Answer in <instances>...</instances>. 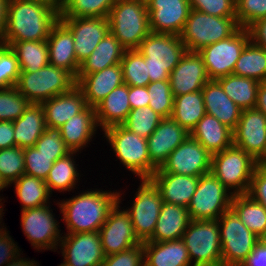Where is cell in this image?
<instances>
[{"label": "cell", "mask_w": 266, "mask_h": 266, "mask_svg": "<svg viewBox=\"0 0 266 266\" xmlns=\"http://www.w3.org/2000/svg\"><path fill=\"white\" fill-rule=\"evenodd\" d=\"M60 10L40 0H8L2 44L47 40Z\"/></svg>", "instance_id": "1"}, {"label": "cell", "mask_w": 266, "mask_h": 266, "mask_svg": "<svg viewBox=\"0 0 266 266\" xmlns=\"http://www.w3.org/2000/svg\"><path fill=\"white\" fill-rule=\"evenodd\" d=\"M90 190V191H89ZM118 202L116 190L87 189L69 199L57 201L67 233L98 232Z\"/></svg>", "instance_id": "2"}, {"label": "cell", "mask_w": 266, "mask_h": 266, "mask_svg": "<svg viewBox=\"0 0 266 266\" xmlns=\"http://www.w3.org/2000/svg\"><path fill=\"white\" fill-rule=\"evenodd\" d=\"M138 50L145 58L150 82L169 80L170 73L187 52L179 35L154 32L142 40Z\"/></svg>", "instance_id": "3"}, {"label": "cell", "mask_w": 266, "mask_h": 266, "mask_svg": "<svg viewBox=\"0 0 266 266\" xmlns=\"http://www.w3.org/2000/svg\"><path fill=\"white\" fill-rule=\"evenodd\" d=\"M108 20L111 34L126 50L138 49L151 32L147 4L141 1L117 0Z\"/></svg>", "instance_id": "4"}, {"label": "cell", "mask_w": 266, "mask_h": 266, "mask_svg": "<svg viewBox=\"0 0 266 266\" xmlns=\"http://www.w3.org/2000/svg\"><path fill=\"white\" fill-rule=\"evenodd\" d=\"M116 158L129 172L140 178H150L157 170L148 153L147 139L131 132L123 125L106 128L103 131Z\"/></svg>", "instance_id": "5"}, {"label": "cell", "mask_w": 266, "mask_h": 266, "mask_svg": "<svg viewBox=\"0 0 266 266\" xmlns=\"http://www.w3.org/2000/svg\"><path fill=\"white\" fill-rule=\"evenodd\" d=\"M258 165L250 154L232 145L212 155L210 172L234 195L247 194Z\"/></svg>", "instance_id": "6"}, {"label": "cell", "mask_w": 266, "mask_h": 266, "mask_svg": "<svg viewBox=\"0 0 266 266\" xmlns=\"http://www.w3.org/2000/svg\"><path fill=\"white\" fill-rule=\"evenodd\" d=\"M238 28L236 17H217L191 9L179 36L187 51L198 52L228 38Z\"/></svg>", "instance_id": "7"}, {"label": "cell", "mask_w": 266, "mask_h": 266, "mask_svg": "<svg viewBox=\"0 0 266 266\" xmlns=\"http://www.w3.org/2000/svg\"><path fill=\"white\" fill-rule=\"evenodd\" d=\"M75 85L76 80L68 71L48 64L33 73L20 72L16 87L32 104H42Z\"/></svg>", "instance_id": "8"}, {"label": "cell", "mask_w": 266, "mask_h": 266, "mask_svg": "<svg viewBox=\"0 0 266 266\" xmlns=\"http://www.w3.org/2000/svg\"><path fill=\"white\" fill-rule=\"evenodd\" d=\"M182 239L188 250L191 265L222 266L218 220H191Z\"/></svg>", "instance_id": "9"}, {"label": "cell", "mask_w": 266, "mask_h": 266, "mask_svg": "<svg viewBox=\"0 0 266 266\" xmlns=\"http://www.w3.org/2000/svg\"><path fill=\"white\" fill-rule=\"evenodd\" d=\"M222 266H242L260 238L230 208L218 218Z\"/></svg>", "instance_id": "10"}, {"label": "cell", "mask_w": 266, "mask_h": 266, "mask_svg": "<svg viewBox=\"0 0 266 266\" xmlns=\"http://www.w3.org/2000/svg\"><path fill=\"white\" fill-rule=\"evenodd\" d=\"M233 193L211 172L201 175L187 207L191 220H218L231 208Z\"/></svg>", "instance_id": "11"}, {"label": "cell", "mask_w": 266, "mask_h": 266, "mask_svg": "<svg viewBox=\"0 0 266 266\" xmlns=\"http://www.w3.org/2000/svg\"><path fill=\"white\" fill-rule=\"evenodd\" d=\"M250 41L248 29L239 27L226 39L202 48V56L210 80H217L233 74L235 64L247 43Z\"/></svg>", "instance_id": "12"}, {"label": "cell", "mask_w": 266, "mask_h": 266, "mask_svg": "<svg viewBox=\"0 0 266 266\" xmlns=\"http://www.w3.org/2000/svg\"><path fill=\"white\" fill-rule=\"evenodd\" d=\"M134 197L132 206L125 210L131 217L136 236L145 242L153 235L163 200L151 178H140Z\"/></svg>", "instance_id": "13"}, {"label": "cell", "mask_w": 266, "mask_h": 266, "mask_svg": "<svg viewBox=\"0 0 266 266\" xmlns=\"http://www.w3.org/2000/svg\"><path fill=\"white\" fill-rule=\"evenodd\" d=\"M50 204L21 211V227L31 246L37 251L56 252L62 234ZM61 233V234H60Z\"/></svg>", "instance_id": "14"}, {"label": "cell", "mask_w": 266, "mask_h": 266, "mask_svg": "<svg viewBox=\"0 0 266 266\" xmlns=\"http://www.w3.org/2000/svg\"><path fill=\"white\" fill-rule=\"evenodd\" d=\"M122 193L118 192V202L110 210L100 228L101 245L106 256L117 254L142 242L136 236L129 213L121 207ZM120 208V209H119ZM121 208H123L121 210Z\"/></svg>", "instance_id": "15"}, {"label": "cell", "mask_w": 266, "mask_h": 266, "mask_svg": "<svg viewBox=\"0 0 266 266\" xmlns=\"http://www.w3.org/2000/svg\"><path fill=\"white\" fill-rule=\"evenodd\" d=\"M211 159L212 154L189 135L154 173H175L200 177L210 172Z\"/></svg>", "instance_id": "16"}, {"label": "cell", "mask_w": 266, "mask_h": 266, "mask_svg": "<svg viewBox=\"0 0 266 266\" xmlns=\"http://www.w3.org/2000/svg\"><path fill=\"white\" fill-rule=\"evenodd\" d=\"M63 234L58 249L65 266H101L106 255L99 232Z\"/></svg>", "instance_id": "17"}, {"label": "cell", "mask_w": 266, "mask_h": 266, "mask_svg": "<svg viewBox=\"0 0 266 266\" xmlns=\"http://www.w3.org/2000/svg\"><path fill=\"white\" fill-rule=\"evenodd\" d=\"M233 145L260 162L266 156V115L256 108L242 110Z\"/></svg>", "instance_id": "18"}, {"label": "cell", "mask_w": 266, "mask_h": 266, "mask_svg": "<svg viewBox=\"0 0 266 266\" xmlns=\"http://www.w3.org/2000/svg\"><path fill=\"white\" fill-rule=\"evenodd\" d=\"M71 31L76 58L81 64L95 50L99 42L110 32L109 20L103 17H60Z\"/></svg>", "instance_id": "19"}, {"label": "cell", "mask_w": 266, "mask_h": 266, "mask_svg": "<svg viewBox=\"0 0 266 266\" xmlns=\"http://www.w3.org/2000/svg\"><path fill=\"white\" fill-rule=\"evenodd\" d=\"M149 28L154 33L180 35L189 17V0H149Z\"/></svg>", "instance_id": "20"}, {"label": "cell", "mask_w": 266, "mask_h": 266, "mask_svg": "<svg viewBox=\"0 0 266 266\" xmlns=\"http://www.w3.org/2000/svg\"><path fill=\"white\" fill-rule=\"evenodd\" d=\"M210 80L202 56L187 51L169 76L173 96H181L202 90Z\"/></svg>", "instance_id": "21"}, {"label": "cell", "mask_w": 266, "mask_h": 266, "mask_svg": "<svg viewBox=\"0 0 266 266\" xmlns=\"http://www.w3.org/2000/svg\"><path fill=\"white\" fill-rule=\"evenodd\" d=\"M189 135L190 133L172 117L163 118L154 132L147 138L151 164L156 169L160 168L170 153Z\"/></svg>", "instance_id": "22"}, {"label": "cell", "mask_w": 266, "mask_h": 266, "mask_svg": "<svg viewBox=\"0 0 266 266\" xmlns=\"http://www.w3.org/2000/svg\"><path fill=\"white\" fill-rule=\"evenodd\" d=\"M76 86L82 91L87 106L95 107L113 89L124 84L121 64L76 77Z\"/></svg>", "instance_id": "23"}, {"label": "cell", "mask_w": 266, "mask_h": 266, "mask_svg": "<svg viewBox=\"0 0 266 266\" xmlns=\"http://www.w3.org/2000/svg\"><path fill=\"white\" fill-rule=\"evenodd\" d=\"M47 45L49 64L68 71L76 79L80 64L76 58L74 38L60 20L52 27Z\"/></svg>", "instance_id": "24"}, {"label": "cell", "mask_w": 266, "mask_h": 266, "mask_svg": "<svg viewBox=\"0 0 266 266\" xmlns=\"http://www.w3.org/2000/svg\"><path fill=\"white\" fill-rule=\"evenodd\" d=\"M98 128L95 109L90 106L59 127L65 145L71 152L78 153L92 142Z\"/></svg>", "instance_id": "25"}, {"label": "cell", "mask_w": 266, "mask_h": 266, "mask_svg": "<svg viewBox=\"0 0 266 266\" xmlns=\"http://www.w3.org/2000/svg\"><path fill=\"white\" fill-rule=\"evenodd\" d=\"M156 184L163 202L188 207L196 191L199 176L175 173H154L150 177Z\"/></svg>", "instance_id": "26"}, {"label": "cell", "mask_w": 266, "mask_h": 266, "mask_svg": "<svg viewBox=\"0 0 266 266\" xmlns=\"http://www.w3.org/2000/svg\"><path fill=\"white\" fill-rule=\"evenodd\" d=\"M206 114L234 130L242 109L229 98L217 80H209L202 89Z\"/></svg>", "instance_id": "27"}, {"label": "cell", "mask_w": 266, "mask_h": 266, "mask_svg": "<svg viewBox=\"0 0 266 266\" xmlns=\"http://www.w3.org/2000/svg\"><path fill=\"white\" fill-rule=\"evenodd\" d=\"M41 105L46 125L52 128L61 127L87 107L84 95L76 85L69 92L54 96Z\"/></svg>", "instance_id": "28"}, {"label": "cell", "mask_w": 266, "mask_h": 266, "mask_svg": "<svg viewBox=\"0 0 266 266\" xmlns=\"http://www.w3.org/2000/svg\"><path fill=\"white\" fill-rule=\"evenodd\" d=\"M129 85L122 84L113 89L95 107V114L99 129L122 125L131 111L129 102Z\"/></svg>", "instance_id": "29"}, {"label": "cell", "mask_w": 266, "mask_h": 266, "mask_svg": "<svg viewBox=\"0 0 266 266\" xmlns=\"http://www.w3.org/2000/svg\"><path fill=\"white\" fill-rule=\"evenodd\" d=\"M144 266H192L183 239L143 242Z\"/></svg>", "instance_id": "30"}, {"label": "cell", "mask_w": 266, "mask_h": 266, "mask_svg": "<svg viewBox=\"0 0 266 266\" xmlns=\"http://www.w3.org/2000/svg\"><path fill=\"white\" fill-rule=\"evenodd\" d=\"M190 221L186 207L163 202L153 235L147 241L181 239Z\"/></svg>", "instance_id": "31"}, {"label": "cell", "mask_w": 266, "mask_h": 266, "mask_svg": "<svg viewBox=\"0 0 266 266\" xmlns=\"http://www.w3.org/2000/svg\"><path fill=\"white\" fill-rule=\"evenodd\" d=\"M190 136L212 155L233 145V130L208 114L200 119Z\"/></svg>", "instance_id": "32"}, {"label": "cell", "mask_w": 266, "mask_h": 266, "mask_svg": "<svg viewBox=\"0 0 266 266\" xmlns=\"http://www.w3.org/2000/svg\"><path fill=\"white\" fill-rule=\"evenodd\" d=\"M14 146L22 149L33 147L46 130L44 109L41 104H31L15 121Z\"/></svg>", "instance_id": "33"}, {"label": "cell", "mask_w": 266, "mask_h": 266, "mask_svg": "<svg viewBox=\"0 0 266 266\" xmlns=\"http://www.w3.org/2000/svg\"><path fill=\"white\" fill-rule=\"evenodd\" d=\"M126 49L121 43L109 32L95 50L86 58L79 68L77 77H84L115 64H120Z\"/></svg>", "instance_id": "34"}, {"label": "cell", "mask_w": 266, "mask_h": 266, "mask_svg": "<svg viewBox=\"0 0 266 266\" xmlns=\"http://www.w3.org/2000/svg\"><path fill=\"white\" fill-rule=\"evenodd\" d=\"M231 209L256 236L266 235V208L248 194L233 195Z\"/></svg>", "instance_id": "35"}, {"label": "cell", "mask_w": 266, "mask_h": 266, "mask_svg": "<svg viewBox=\"0 0 266 266\" xmlns=\"http://www.w3.org/2000/svg\"><path fill=\"white\" fill-rule=\"evenodd\" d=\"M206 114L202 90L174 97L172 118L188 133Z\"/></svg>", "instance_id": "36"}, {"label": "cell", "mask_w": 266, "mask_h": 266, "mask_svg": "<svg viewBox=\"0 0 266 266\" xmlns=\"http://www.w3.org/2000/svg\"><path fill=\"white\" fill-rule=\"evenodd\" d=\"M226 95L242 110L255 108L259 81L234 74L218 78Z\"/></svg>", "instance_id": "37"}, {"label": "cell", "mask_w": 266, "mask_h": 266, "mask_svg": "<svg viewBox=\"0 0 266 266\" xmlns=\"http://www.w3.org/2000/svg\"><path fill=\"white\" fill-rule=\"evenodd\" d=\"M75 154V155H74ZM77 152H70L63 158L57 159L50 169L45 183L52 194L55 191H71L76 188V183L80 182V173L75 161ZM75 156V157H74ZM80 175V176H79ZM75 187V188H74Z\"/></svg>", "instance_id": "38"}, {"label": "cell", "mask_w": 266, "mask_h": 266, "mask_svg": "<svg viewBox=\"0 0 266 266\" xmlns=\"http://www.w3.org/2000/svg\"><path fill=\"white\" fill-rule=\"evenodd\" d=\"M21 206V211L50 204L51 193L44 180L23 174L12 183Z\"/></svg>", "instance_id": "39"}, {"label": "cell", "mask_w": 266, "mask_h": 266, "mask_svg": "<svg viewBox=\"0 0 266 266\" xmlns=\"http://www.w3.org/2000/svg\"><path fill=\"white\" fill-rule=\"evenodd\" d=\"M10 46L19 62L21 72H36L49 64L47 40L11 41Z\"/></svg>", "instance_id": "40"}, {"label": "cell", "mask_w": 266, "mask_h": 266, "mask_svg": "<svg viewBox=\"0 0 266 266\" xmlns=\"http://www.w3.org/2000/svg\"><path fill=\"white\" fill-rule=\"evenodd\" d=\"M233 74L241 77L266 80V49L254 44L251 40L242 50L233 70Z\"/></svg>", "instance_id": "41"}, {"label": "cell", "mask_w": 266, "mask_h": 266, "mask_svg": "<svg viewBox=\"0 0 266 266\" xmlns=\"http://www.w3.org/2000/svg\"><path fill=\"white\" fill-rule=\"evenodd\" d=\"M117 0H64L60 17L108 18Z\"/></svg>", "instance_id": "42"}, {"label": "cell", "mask_w": 266, "mask_h": 266, "mask_svg": "<svg viewBox=\"0 0 266 266\" xmlns=\"http://www.w3.org/2000/svg\"><path fill=\"white\" fill-rule=\"evenodd\" d=\"M120 64L125 84L145 87L150 83L145 58L138 49L126 50Z\"/></svg>", "instance_id": "43"}, {"label": "cell", "mask_w": 266, "mask_h": 266, "mask_svg": "<svg viewBox=\"0 0 266 266\" xmlns=\"http://www.w3.org/2000/svg\"><path fill=\"white\" fill-rule=\"evenodd\" d=\"M163 117L156 113L151 107L144 106L131 109L127 119L122 124L125 128L147 139L157 128Z\"/></svg>", "instance_id": "44"}, {"label": "cell", "mask_w": 266, "mask_h": 266, "mask_svg": "<svg viewBox=\"0 0 266 266\" xmlns=\"http://www.w3.org/2000/svg\"><path fill=\"white\" fill-rule=\"evenodd\" d=\"M24 171V149L17 146L0 149V175L9 187Z\"/></svg>", "instance_id": "45"}, {"label": "cell", "mask_w": 266, "mask_h": 266, "mask_svg": "<svg viewBox=\"0 0 266 266\" xmlns=\"http://www.w3.org/2000/svg\"><path fill=\"white\" fill-rule=\"evenodd\" d=\"M149 94L148 106L163 118L172 116L174 96L169 80L150 82L146 86Z\"/></svg>", "instance_id": "46"}, {"label": "cell", "mask_w": 266, "mask_h": 266, "mask_svg": "<svg viewBox=\"0 0 266 266\" xmlns=\"http://www.w3.org/2000/svg\"><path fill=\"white\" fill-rule=\"evenodd\" d=\"M31 104L16 86L0 89V121H15Z\"/></svg>", "instance_id": "47"}, {"label": "cell", "mask_w": 266, "mask_h": 266, "mask_svg": "<svg viewBox=\"0 0 266 266\" xmlns=\"http://www.w3.org/2000/svg\"><path fill=\"white\" fill-rule=\"evenodd\" d=\"M65 156H47L39 152L34 146L24 149V174L46 180L53 163Z\"/></svg>", "instance_id": "48"}, {"label": "cell", "mask_w": 266, "mask_h": 266, "mask_svg": "<svg viewBox=\"0 0 266 266\" xmlns=\"http://www.w3.org/2000/svg\"><path fill=\"white\" fill-rule=\"evenodd\" d=\"M20 72L14 50L10 46L0 43V89L16 86Z\"/></svg>", "instance_id": "49"}, {"label": "cell", "mask_w": 266, "mask_h": 266, "mask_svg": "<svg viewBox=\"0 0 266 266\" xmlns=\"http://www.w3.org/2000/svg\"><path fill=\"white\" fill-rule=\"evenodd\" d=\"M266 17V0H236V22L247 29L255 21Z\"/></svg>", "instance_id": "50"}, {"label": "cell", "mask_w": 266, "mask_h": 266, "mask_svg": "<svg viewBox=\"0 0 266 266\" xmlns=\"http://www.w3.org/2000/svg\"><path fill=\"white\" fill-rule=\"evenodd\" d=\"M34 147L47 156H66L71 152L62 139L60 129L48 126Z\"/></svg>", "instance_id": "51"}, {"label": "cell", "mask_w": 266, "mask_h": 266, "mask_svg": "<svg viewBox=\"0 0 266 266\" xmlns=\"http://www.w3.org/2000/svg\"><path fill=\"white\" fill-rule=\"evenodd\" d=\"M191 9L217 17H236V0H189Z\"/></svg>", "instance_id": "52"}, {"label": "cell", "mask_w": 266, "mask_h": 266, "mask_svg": "<svg viewBox=\"0 0 266 266\" xmlns=\"http://www.w3.org/2000/svg\"><path fill=\"white\" fill-rule=\"evenodd\" d=\"M101 266H144L143 242L117 254L106 256Z\"/></svg>", "instance_id": "53"}, {"label": "cell", "mask_w": 266, "mask_h": 266, "mask_svg": "<svg viewBox=\"0 0 266 266\" xmlns=\"http://www.w3.org/2000/svg\"><path fill=\"white\" fill-rule=\"evenodd\" d=\"M247 194L266 208V167L255 168Z\"/></svg>", "instance_id": "54"}, {"label": "cell", "mask_w": 266, "mask_h": 266, "mask_svg": "<svg viewBox=\"0 0 266 266\" xmlns=\"http://www.w3.org/2000/svg\"><path fill=\"white\" fill-rule=\"evenodd\" d=\"M19 254H22L21 248L17 246V243L13 240L11 235H9V231L6 229L0 234V266H5Z\"/></svg>", "instance_id": "55"}, {"label": "cell", "mask_w": 266, "mask_h": 266, "mask_svg": "<svg viewBox=\"0 0 266 266\" xmlns=\"http://www.w3.org/2000/svg\"><path fill=\"white\" fill-rule=\"evenodd\" d=\"M247 29L250 34V40L266 49V17L255 21Z\"/></svg>", "instance_id": "56"}, {"label": "cell", "mask_w": 266, "mask_h": 266, "mask_svg": "<svg viewBox=\"0 0 266 266\" xmlns=\"http://www.w3.org/2000/svg\"><path fill=\"white\" fill-rule=\"evenodd\" d=\"M128 99L131 105V109L148 106L150 98L146 86L145 87L129 86Z\"/></svg>", "instance_id": "57"}, {"label": "cell", "mask_w": 266, "mask_h": 266, "mask_svg": "<svg viewBox=\"0 0 266 266\" xmlns=\"http://www.w3.org/2000/svg\"><path fill=\"white\" fill-rule=\"evenodd\" d=\"M242 266H266V244L261 239Z\"/></svg>", "instance_id": "58"}, {"label": "cell", "mask_w": 266, "mask_h": 266, "mask_svg": "<svg viewBox=\"0 0 266 266\" xmlns=\"http://www.w3.org/2000/svg\"><path fill=\"white\" fill-rule=\"evenodd\" d=\"M14 147L13 121H0V149Z\"/></svg>", "instance_id": "59"}, {"label": "cell", "mask_w": 266, "mask_h": 266, "mask_svg": "<svg viewBox=\"0 0 266 266\" xmlns=\"http://www.w3.org/2000/svg\"><path fill=\"white\" fill-rule=\"evenodd\" d=\"M255 108L266 115V80L259 83Z\"/></svg>", "instance_id": "60"}, {"label": "cell", "mask_w": 266, "mask_h": 266, "mask_svg": "<svg viewBox=\"0 0 266 266\" xmlns=\"http://www.w3.org/2000/svg\"><path fill=\"white\" fill-rule=\"evenodd\" d=\"M8 0H0V43L5 32Z\"/></svg>", "instance_id": "61"}, {"label": "cell", "mask_w": 266, "mask_h": 266, "mask_svg": "<svg viewBox=\"0 0 266 266\" xmlns=\"http://www.w3.org/2000/svg\"><path fill=\"white\" fill-rule=\"evenodd\" d=\"M34 259L30 258H24L21 257L19 254L15 259L11 260L8 264L5 266H39V263L37 261H33Z\"/></svg>", "instance_id": "62"}, {"label": "cell", "mask_w": 266, "mask_h": 266, "mask_svg": "<svg viewBox=\"0 0 266 266\" xmlns=\"http://www.w3.org/2000/svg\"><path fill=\"white\" fill-rule=\"evenodd\" d=\"M40 1H44L54 7H56L57 9H61L62 5H63V2L64 0H40Z\"/></svg>", "instance_id": "63"}, {"label": "cell", "mask_w": 266, "mask_h": 266, "mask_svg": "<svg viewBox=\"0 0 266 266\" xmlns=\"http://www.w3.org/2000/svg\"><path fill=\"white\" fill-rule=\"evenodd\" d=\"M3 204H4V202L2 204H0V226H1L0 227V234L3 233L7 229L6 227H4V223H2V221H3L2 217L4 216V213H5V212H3L4 211Z\"/></svg>", "instance_id": "64"}, {"label": "cell", "mask_w": 266, "mask_h": 266, "mask_svg": "<svg viewBox=\"0 0 266 266\" xmlns=\"http://www.w3.org/2000/svg\"><path fill=\"white\" fill-rule=\"evenodd\" d=\"M7 187H8V185L4 182L3 178L0 175V191L1 190L3 191V189L7 188Z\"/></svg>", "instance_id": "65"}, {"label": "cell", "mask_w": 266, "mask_h": 266, "mask_svg": "<svg viewBox=\"0 0 266 266\" xmlns=\"http://www.w3.org/2000/svg\"><path fill=\"white\" fill-rule=\"evenodd\" d=\"M259 164L263 167H266V156L259 162Z\"/></svg>", "instance_id": "66"}, {"label": "cell", "mask_w": 266, "mask_h": 266, "mask_svg": "<svg viewBox=\"0 0 266 266\" xmlns=\"http://www.w3.org/2000/svg\"><path fill=\"white\" fill-rule=\"evenodd\" d=\"M133 1H141L143 3H147L149 0H133Z\"/></svg>", "instance_id": "67"}, {"label": "cell", "mask_w": 266, "mask_h": 266, "mask_svg": "<svg viewBox=\"0 0 266 266\" xmlns=\"http://www.w3.org/2000/svg\"><path fill=\"white\" fill-rule=\"evenodd\" d=\"M261 240L266 244V235Z\"/></svg>", "instance_id": "68"}, {"label": "cell", "mask_w": 266, "mask_h": 266, "mask_svg": "<svg viewBox=\"0 0 266 266\" xmlns=\"http://www.w3.org/2000/svg\"><path fill=\"white\" fill-rule=\"evenodd\" d=\"M2 200H4V197H2V198L0 197V204H2V202H1Z\"/></svg>", "instance_id": "69"}]
</instances>
